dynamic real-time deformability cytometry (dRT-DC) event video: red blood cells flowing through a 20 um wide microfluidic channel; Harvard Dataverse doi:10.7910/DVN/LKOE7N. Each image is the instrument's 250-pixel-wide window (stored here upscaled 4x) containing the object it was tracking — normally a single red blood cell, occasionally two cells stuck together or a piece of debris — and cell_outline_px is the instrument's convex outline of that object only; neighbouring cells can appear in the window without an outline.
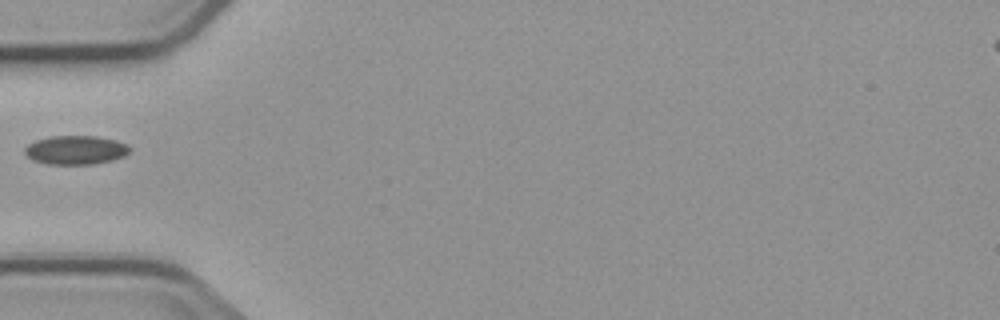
{"species": "common noctule bat (a hibernating species)", "species_latin": "Nyctalus noctula", "temperature_condition": "cold", "stored_images_in_passage": 6, "camera_frame_rate_fps": 3000, "um_per_image_px": 0.085, "animal": {"sex": "male", "body_mass_g": 23.1, "forearm_length_mm": 52.7}, "frame": {"image": 1, "passage_image": 5, "time_ms": 6.0, "image_size_px": [1000, 320], "cell_outline_px": [[132, 148], [124, 156], [112, 160], [92, 164], [48, 164], [32, 160], [24, 152], [24, 148], [28, 144], [36, 140], [52, 136], [96, 136], [116, 140], [128, 144]], "centroid_in_image_um": [6.44, 12.75], "position_along_channel_um": 78.6, "area_um2": 17.69}}
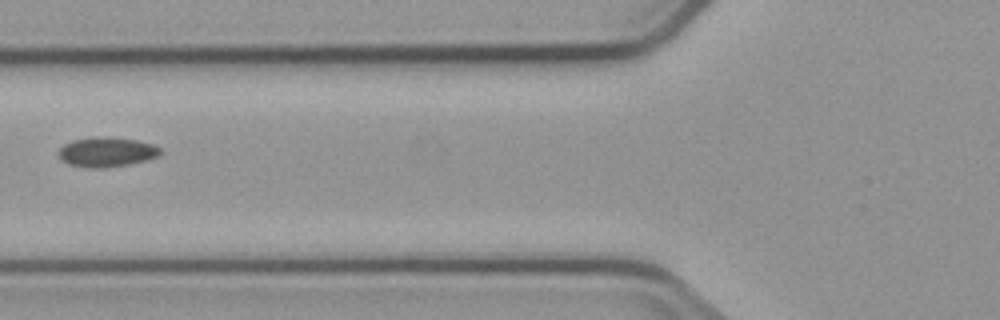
{"frame": {"image": 2, "passage_image": 6, "time_ms": 7.0, "image_size_px": [1000, 320], "cell_outline_px": [[160, 156], [148, 160], [128, 164], [100, 168], [88, 168], [68, 164], [60, 156], [60, 148], [64, 144], [72, 140], [96, 136], [136, 140], [152, 144], [160, 148]], "centroid_in_image_um": [9.08, 12.92], "position_along_channel_um": 116.7, "area_um2": 17.4}}